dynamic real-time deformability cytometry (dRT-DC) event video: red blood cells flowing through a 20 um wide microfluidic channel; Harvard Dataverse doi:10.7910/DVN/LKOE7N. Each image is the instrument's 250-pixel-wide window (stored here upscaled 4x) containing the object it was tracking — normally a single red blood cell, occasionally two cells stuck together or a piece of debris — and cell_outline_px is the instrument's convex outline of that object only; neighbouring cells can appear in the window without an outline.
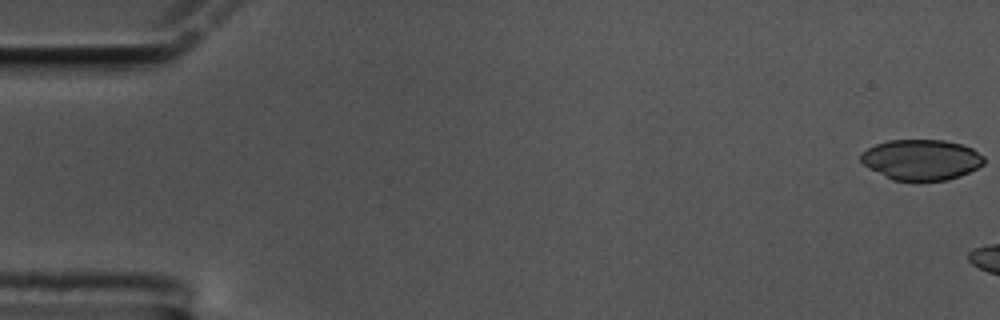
{"species": "common noctule bat (a hibernating species)", "species_latin": "Nyctalus noctula", "temperature_condition": "cold", "stored_images_in_passage": 10, "camera_frame_rate_fps": 3000, "um_per_image_px": 0.085, "animal": {"sex": "male", "body_mass_g": 17.5, "forearm_length_mm": 52.3}, "frame": {"image": 1, "passage_image": 1, "time_ms": 0.0, "image_size_px": [1000, 320], "cell_outline_px": [[984, 164], [960, 176], [948, 180], [892, 180], [868, 168], [860, 160], [860, 152], [876, 144], [888, 140], [944, 140], [960, 144], [972, 148], [984, 156]], "centroid_in_image_um": [78.29, 13.57], "position_along_channel_um": 6.7, "area_um2": 29.07}}